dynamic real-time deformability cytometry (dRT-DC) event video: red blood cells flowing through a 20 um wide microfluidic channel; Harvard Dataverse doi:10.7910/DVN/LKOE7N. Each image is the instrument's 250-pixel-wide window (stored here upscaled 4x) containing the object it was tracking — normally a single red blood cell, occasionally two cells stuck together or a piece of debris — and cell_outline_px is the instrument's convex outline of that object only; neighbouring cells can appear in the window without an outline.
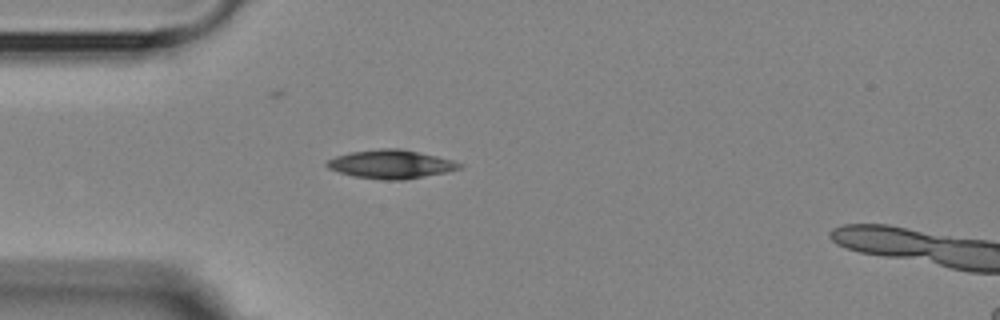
{"species": "Egyptian fruit bat (a non-hibernating species)", "species_latin": "Rousettus aegyptiacus", "temperature_condition": "room temperature", "stored_images_in_passage": 3, "camera_frame_rate_fps": 3000, "um_per_image_px": 0.085, "animal": {"sex": "female"}, "frame": {"image": 1, "passage_image": 3, "time_ms": 2.667, "image_size_px": [1000, 320], "cell_outline_px": [[464, 164], [460, 168], [444, 172], [404, 180], [384, 180], [352, 176], [328, 168], [324, 164], [328, 160], [336, 156], [352, 152], [380, 148], [400, 148], [436, 156], [452, 160]], "centroid_in_image_um": [33.2, 13.96], "position_along_channel_um": 51.8, "area_um2": 21.91}}